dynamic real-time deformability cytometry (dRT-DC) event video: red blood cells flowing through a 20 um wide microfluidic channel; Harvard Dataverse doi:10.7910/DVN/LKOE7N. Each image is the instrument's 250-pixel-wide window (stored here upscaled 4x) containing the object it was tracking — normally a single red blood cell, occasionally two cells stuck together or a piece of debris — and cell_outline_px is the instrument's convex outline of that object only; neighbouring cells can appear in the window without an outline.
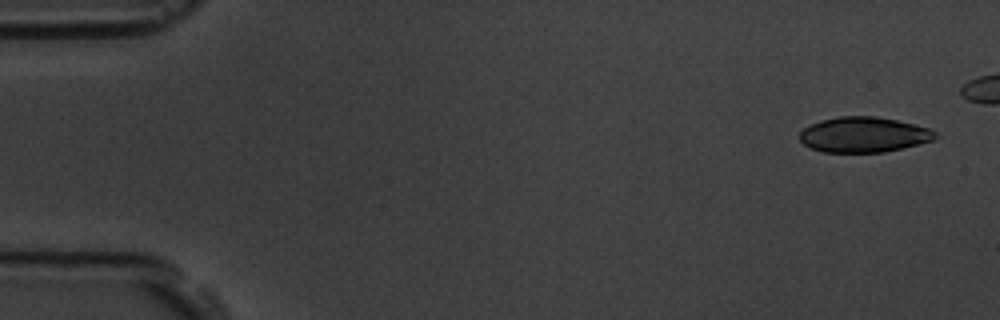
{"species": "common noctule bat (a hibernating species)", "species_latin": "Nyctalus noctula", "temperature_condition": "room temperature", "stored_images_in_passage": 6, "camera_frame_rate_fps": 3000, "um_per_image_px": 0.085, "animal": {"sex": "male", "body_mass_g": 19.5, "forearm_length_mm": 54.6}, "frame": {"image": 1, "passage_image": 1, "time_ms": 0.0, "image_size_px": [1000, 320], "cell_outline_px": [[940, 136], [936, 140], [884, 152], [824, 152], [812, 148], [804, 144], [800, 140], [800, 132], [804, 128], [820, 120], [840, 116], [876, 116], [896, 120], [928, 128], [936, 132]], "centroid_in_image_um": [73.44, 11.44], "position_along_channel_um": 11.6, "area_um2": 27.86}}